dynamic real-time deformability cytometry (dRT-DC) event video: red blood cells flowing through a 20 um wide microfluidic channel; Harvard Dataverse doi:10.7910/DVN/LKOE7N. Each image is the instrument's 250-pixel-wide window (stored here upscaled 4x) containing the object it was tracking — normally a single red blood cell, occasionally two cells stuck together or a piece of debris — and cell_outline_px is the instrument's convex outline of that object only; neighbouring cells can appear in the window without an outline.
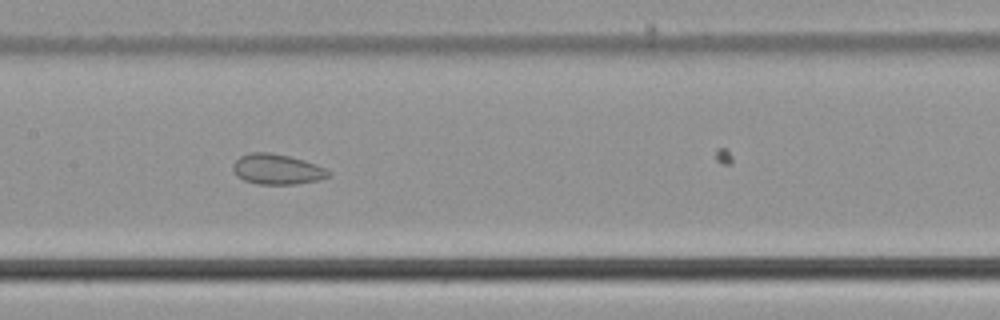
{"species": "common noctule bat (a hibernating species)", "species_latin": "Nyctalus noctula", "temperature_condition": "cold", "stored_images_in_passage": 29, "camera_frame_rate_fps": 3000, "um_per_image_px": 0.085, "animal": {"sex": "male", "body_mass_g": 21.5, "forearm_length_mm": 52.0}, "frame": {"image": 1, "passage_image": 20, "time_ms": 6.333, "image_size_px": [1000, 320], "cell_outline_px": [[332, 176], [320, 180], [296, 184], [256, 184], [244, 180], [236, 176], [232, 172], [232, 164], [240, 156], [248, 152], [272, 152], [304, 160], [316, 164], [332, 172]], "centroid_in_image_um": [23.54, 14.39], "position_along_channel_um": 183.9, "area_um2": 17.22}}
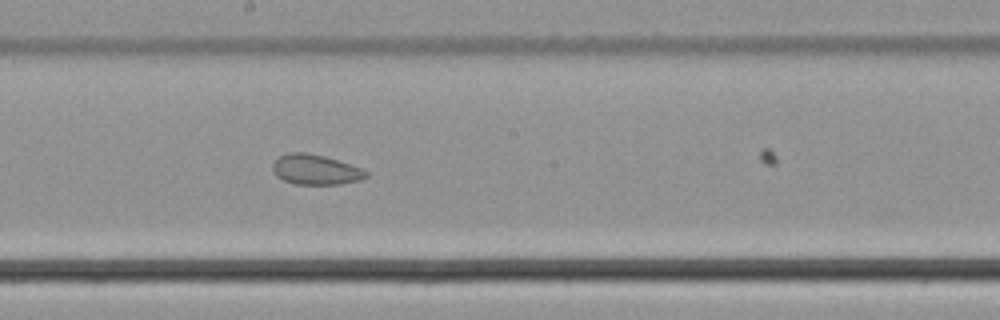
{"frame": {"image": 2, "passage_image": 23, "time_ms": 7.333, "image_size_px": [1000, 320], "cell_outline_px": [[368, 176], [360, 180], [340, 184], [296, 184], [284, 180], [276, 176], [272, 172], [272, 164], [280, 156], [288, 152], [304, 152], [324, 156], [360, 168], [368, 172]], "centroid_in_image_um": [26.79, 14.42], "position_along_channel_um": 221.4, "area_um2": 16.24}}
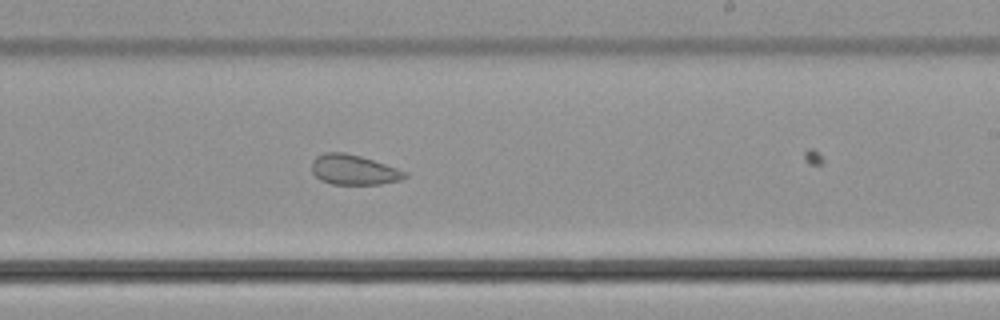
{"frame": {"image": 3, "passage_image": 26, "time_ms": 8.333, "image_size_px": [1000, 320], "cell_outline_px": [[408, 176], [400, 180], [380, 184], [332, 184], [320, 180], [312, 172], [312, 160], [316, 156], [324, 152], [344, 152], [360, 156], [408, 172]], "centroid_in_image_um": [30.04, 14.43], "position_along_channel_um": 259.0, "area_um2": 16.24}}